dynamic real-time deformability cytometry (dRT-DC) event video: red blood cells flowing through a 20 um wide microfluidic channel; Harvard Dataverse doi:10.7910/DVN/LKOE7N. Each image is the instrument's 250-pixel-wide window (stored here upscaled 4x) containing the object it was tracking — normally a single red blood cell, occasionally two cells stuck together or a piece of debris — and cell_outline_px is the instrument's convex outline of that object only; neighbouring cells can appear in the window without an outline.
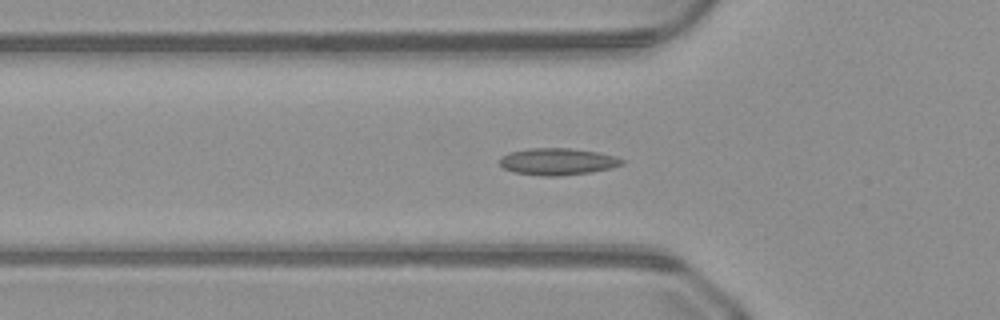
{"species": "common noctule bat (a hibernating species)", "species_latin": "Nyctalus noctula", "temperature_condition": "warm", "stored_images_in_passage": 50, "camera_frame_rate_fps": 3000, "um_per_image_px": 0.085, "animal": {"sex": "male", "body_mass_g": 23.1, "forearm_length_mm": 52.7}, "frame": {"image": 1, "passage_image": 16, "time_ms": 5.0, "image_size_px": [1000, 320], "cell_outline_px": [[624, 164], [612, 168], [592, 172], [560, 176], [544, 176], [516, 172], [504, 168], [500, 164], [500, 156], [512, 152], [528, 148], [572, 148], [596, 152], [616, 156], [624, 160]], "centroid_in_image_um": [47.43, 13.73], "position_along_channel_um": 78.4, "area_um2": 19.13}}
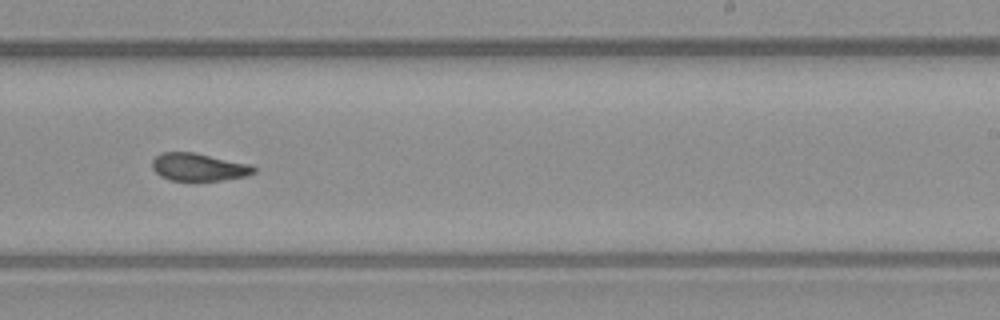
{"frame": {"image": 2, "passage_image": 30, "time_ms": 9.667, "image_size_px": [1000, 320], "cell_outline_px": [[256, 172], [248, 176], [220, 180], [172, 180], [160, 176], [152, 168], [152, 160], [160, 152], [196, 152], [252, 164], [256, 168]], "centroid_in_image_um": [16.92, 14.18], "position_along_channel_um": 272.1, "area_um2": 16.59}}
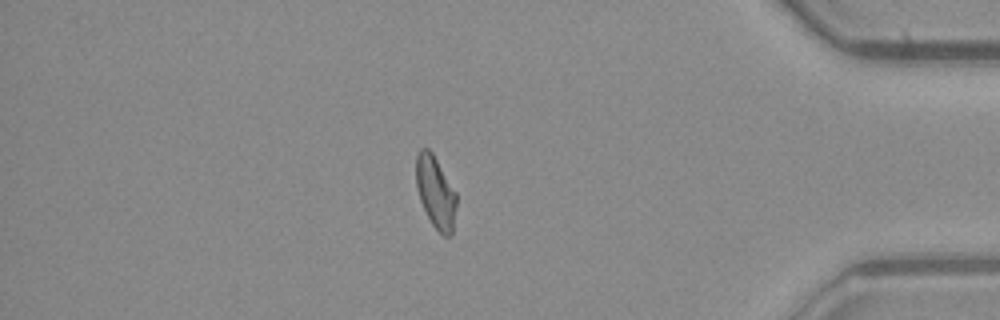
{"frame": {"image": 3, "passage_image": 42, "time_ms": 13.667, "image_size_px": [1000, 320], "cell_outline_px": [[456, 208], [452, 236], [444, 236], [432, 224], [420, 200], [416, 188], [416, 156], [420, 148], [428, 148], [432, 152], [456, 192]], "centroid_in_image_um": [37.02, 16.33], "position_along_channel_um": 398.2, "area_um2": 16.88}}